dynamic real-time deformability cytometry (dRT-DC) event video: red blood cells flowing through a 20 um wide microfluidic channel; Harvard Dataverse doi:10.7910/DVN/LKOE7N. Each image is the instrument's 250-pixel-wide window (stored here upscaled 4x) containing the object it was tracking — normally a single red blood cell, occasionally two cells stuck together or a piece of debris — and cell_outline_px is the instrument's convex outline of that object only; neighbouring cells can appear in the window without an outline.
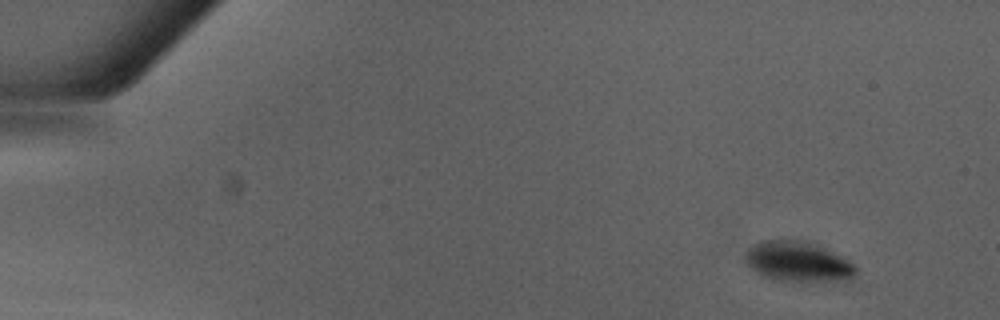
{"species": "Egyptian fruit bat (a non-hibernating species)", "species_latin": "Rousettus aegyptiacus", "temperature_condition": "warm", "stored_images_in_passage": 49, "camera_frame_rate_fps": 3000, "um_per_image_px": 0.085, "animal": {"sex": "male"}, "frame": {"image": 1, "passage_image": 5, "time_ms": 1.333, "image_size_px": [1000, 320], "cell_outline_px": [[856, 272], [848, 280], [780, 280], [764, 276], [752, 268], [748, 264], [748, 248], [764, 240], [808, 240], [848, 260], [856, 268]], "centroid_in_image_um": [67.85, 22.21], "position_along_channel_um": 17.1, "area_um2": 24.91}}
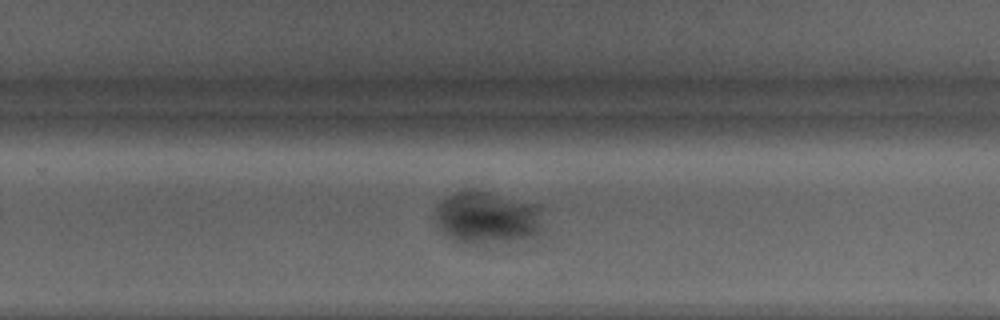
{"frame": {"image": 2, "passage_image": 33, "time_ms": 10.667, "image_size_px": [1000, 320], "cell_outline_px": [[540, 228], [536, 232], [524, 236], [476, 240], [464, 240], [448, 232], [444, 228], [436, 216], [436, 212], [440, 204], [448, 196], [456, 192], [472, 188], [536, 204], [540, 208]], "centroid_in_image_um": [41.43, 18.34], "position_along_channel_um": 288.4, "area_um2": 29.71}}
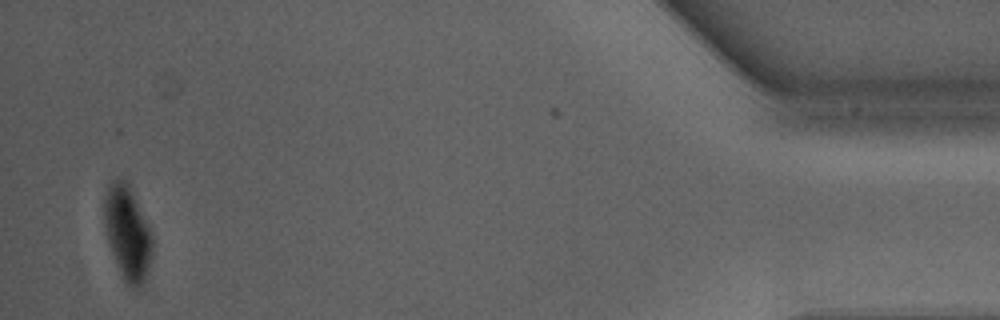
{"frame": {"image": 3, "passage_image": 48, "time_ms": 15.667, "image_size_px": [1000, 320], "cell_outline_px": [[152, 256], [144, 284], [140, 288], [132, 288], [124, 280], [116, 264], [108, 240], [104, 224], [104, 200], [108, 188], [116, 180], [128, 180], [152, 232]], "centroid_in_image_um": [10.87, 19.82], "position_along_channel_um": 424.3, "area_um2": 26.36}, "authors_computed_cell_mechanics": {"area_um2": 27.166, "velocity_mm_per_s": 4.279, "shape_relaxation_time_tau1_ms": 2.3408, "shape_relaxation_time_tau2_ms": null, "deformation_change_tau1": 0.1136, "deformation_change_tau2": null}}